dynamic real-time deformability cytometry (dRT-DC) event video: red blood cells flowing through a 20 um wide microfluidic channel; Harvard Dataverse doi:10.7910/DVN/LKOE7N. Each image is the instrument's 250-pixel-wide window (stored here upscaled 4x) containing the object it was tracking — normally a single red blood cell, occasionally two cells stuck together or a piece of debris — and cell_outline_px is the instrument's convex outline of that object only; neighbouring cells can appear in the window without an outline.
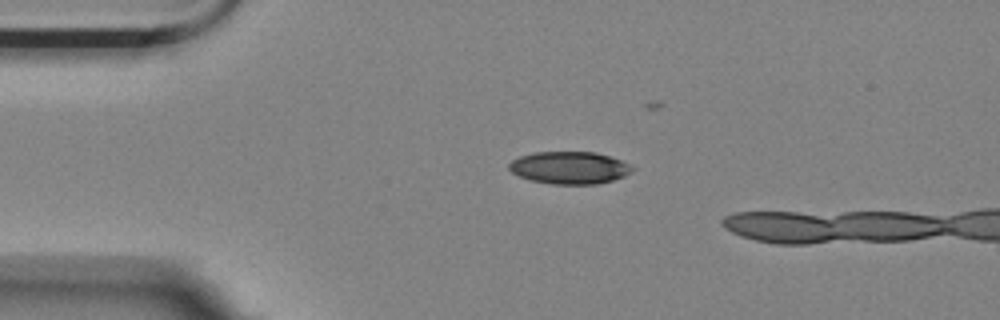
{"species": "Egyptian fruit bat (a non-hibernating species)", "species_latin": "Rousettus aegyptiacus", "temperature_condition": "room temperature", "stored_images_in_passage": 12, "camera_frame_rate_fps": 3000, "um_per_image_px": 0.085, "animal": {"sex": "female"}, "frame": {"image": 1, "passage_image": 1, "time_ms": 0.0, "image_size_px": [1000, 320], "cell_outline_px": [[636, 168], [632, 172], [624, 176], [612, 180], [596, 184], [552, 184], [532, 180], [520, 176], [512, 172], [508, 168], [508, 164], [512, 160], [520, 156], [536, 152], [596, 152], [620, 160]], "centroid_in_image_um": [48.41, 14.25], "position_along_channel_um": 36.6, "area_um2": 23.12}}
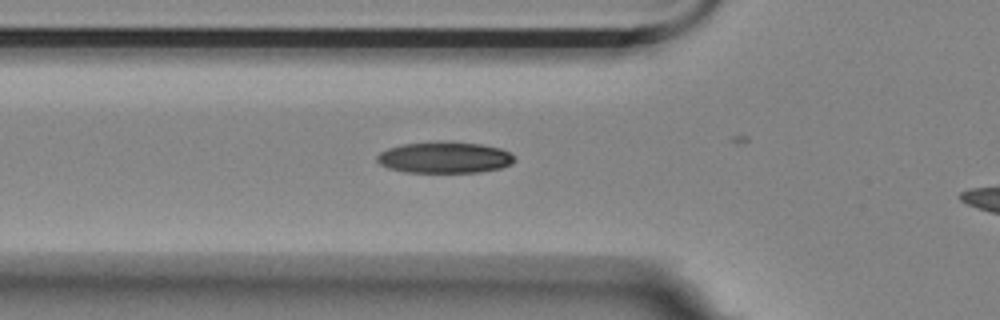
{"frame": {"image": 2, "passage_image": 8, "time_ms": 2.333, "image_size_px": [1000, 320], "cell_outline_px": [[516, 160], [512, 164], [500, 168], [476, 172], [404, 172], [388, 168], [380, 164], [376, 160], [376, 156], [380, 152], [388, 148], [404, 144], [480, 144], [500, 148], [508, 152]], "centroid_in_image_um": [37.77, 13.43], "position_along_channel_um": 88.0, "area_um2": 24.1}}
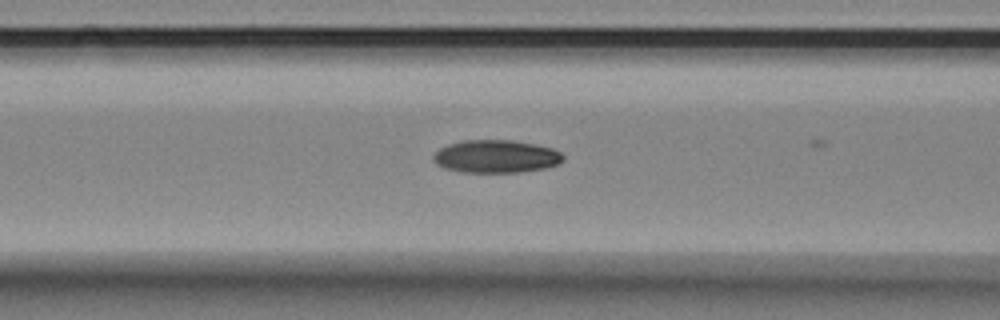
{"frame": {"image": 3, "passage_image": 11, "time_ms": 3.333, "image_size_px": [1000, 320], "cell_outline_px": [[564, 160], [560, 164], [544, 168], [520, 172], [460, 172], [444, 168], [436, 164], [432, 160], [432, 156], [440, 148], [448, 144], [464, 140], [512, 140], [536, 144], [552, 148], [560, 152], [564, 156]], "centroid_in_image_um": [42.16, 13.3], "position_along_channel_um": 124.4, "area_um2": 25.03}}